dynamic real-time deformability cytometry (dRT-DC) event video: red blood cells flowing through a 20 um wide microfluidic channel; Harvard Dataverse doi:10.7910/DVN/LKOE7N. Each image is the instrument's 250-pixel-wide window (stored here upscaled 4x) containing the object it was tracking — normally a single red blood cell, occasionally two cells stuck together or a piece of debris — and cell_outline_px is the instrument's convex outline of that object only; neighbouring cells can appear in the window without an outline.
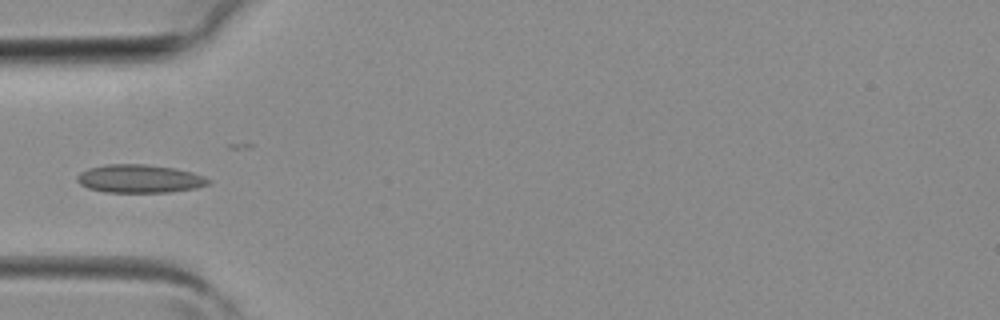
{"species": "common noctule bat (a hibernating species)", "species_latin": "Nyctalus noctula", "temperature_condition": "room temperature", "stored_images_in_passage": 3, "camera_frame_rate_fps": 3000, "um_per_image_px": 0.085, "animal": {"sex": "female", "body_mass_g": 19.3, "forearm_length_mm": 54.1}, "frame": {"image": 1, "passage_image": 3, "time_ms": 0.667, "image_size_px": [1000, 320], "cell_outline_px": [[212, 180], [208, 184], [196, 188], [168, 192], [104, 192], [88, 188], [80, 184], [76, 180], [76, 176], [80, 172], [88, 168], [108, 164], [148, 164], [176, 168], [192, 172], [204, 176]], "centroid_in_image_um": [11.86, 15.18], "position_along_channel_um": 73.1, "area_um2": 21.73}}